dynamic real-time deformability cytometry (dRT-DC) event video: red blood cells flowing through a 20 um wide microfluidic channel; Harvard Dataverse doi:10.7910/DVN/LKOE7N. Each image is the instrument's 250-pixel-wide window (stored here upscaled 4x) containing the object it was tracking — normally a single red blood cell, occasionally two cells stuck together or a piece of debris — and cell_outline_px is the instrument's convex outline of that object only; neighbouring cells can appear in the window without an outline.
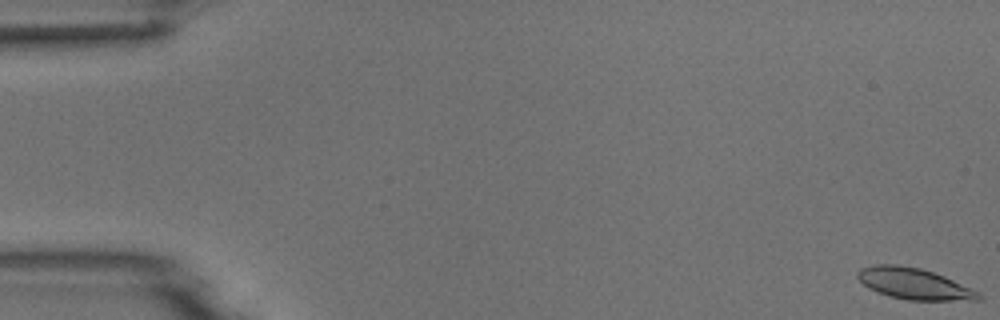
{"species": "common noctule bat (a hibernating species)", "species_latin": "Nyctalus noctula", "temperature_condition": "room temperature", "stored_images_in_passage": 6, "camera_frame_rate_fps": 3000, "um_per_image_px": 0.085, "animal": {"sex": "male", "body_mass_g": 18.8}, "frame": {"image": 1, "passage_image": 1, "time_ms": 0.0, "image_size_px": [1000, 320], "cell_outline_px": [[980, 300], [908, 300], [888, 296], [876, 292], [868, 288], [856, 276], [856, 272], [860, 268], [876, 264], [896, 264], [920, 268], [944, 276], [972, 288], [980, 292]], "centroid_in_image_um": [77.66, 24.11], "position_along_channel_um": 7.3, "area_um2": 22.02}}
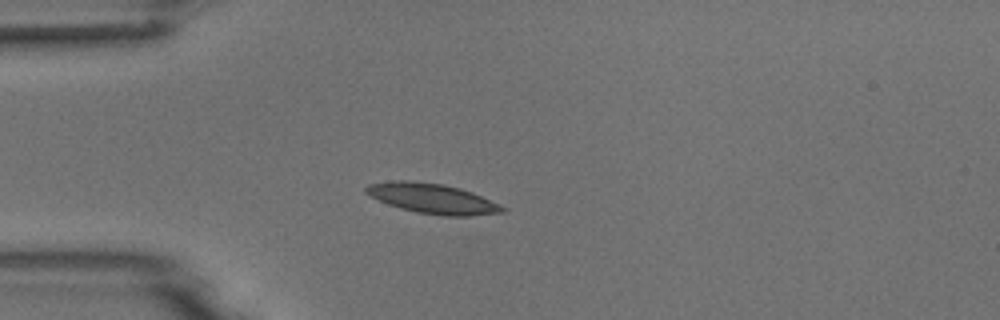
{"frame": {"image": 2, "passage_image": 5, "time_ms": 4.667, "image_size_px": [1000, 320], "cell_outline_px": [[508, 208], [504, 212], [472, 216], [444, 216], [416, 212], [400, 208], [388, 204], [364, 192], [364, 188], [368, 184], [392, 180], [408, 180], [444, 184], [460, 188], [472, 192]], "centroid_in_image_um": [36.77, 16.87], "position_along_channel_um": 48.2, "area_um2": 23.93}}